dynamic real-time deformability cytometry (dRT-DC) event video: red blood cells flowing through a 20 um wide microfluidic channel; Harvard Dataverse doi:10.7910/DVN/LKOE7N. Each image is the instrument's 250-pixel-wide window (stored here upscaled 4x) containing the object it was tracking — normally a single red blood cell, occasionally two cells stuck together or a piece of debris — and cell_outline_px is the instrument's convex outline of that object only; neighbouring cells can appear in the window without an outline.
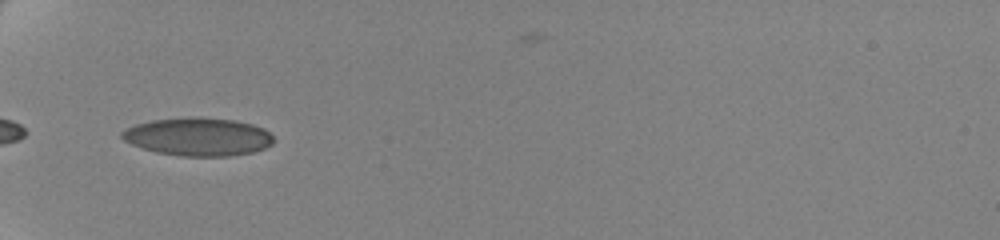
{"species": "human", "species_latin": "Homo sapiens", "temperature_condition": "cold", "stored_images_in_passage": 38, "camera_frame_rate_fps": 3000, "um_per_image_px": 0.085, "donor": {"sex": "female"}, "frame": {"image": 1, "passage_image": 1, "time_ms": 0.0, "image_size_px": [1000, 240], "cell_outline_px": [[272, 144], [264, 148], [252, 152], [228, 156], [184, 156], [156, 152], [132, 144], [124, 140], [120, 136], [120, 132], [136, 124], [152, 120], [196, 116], [236, 120], [252, 124], [264, 128], [272, 136]], "centroid_in_image_um": [16.84, 11.61], "position_along_channel_um": 68.2, "area_um2": 33.58}}
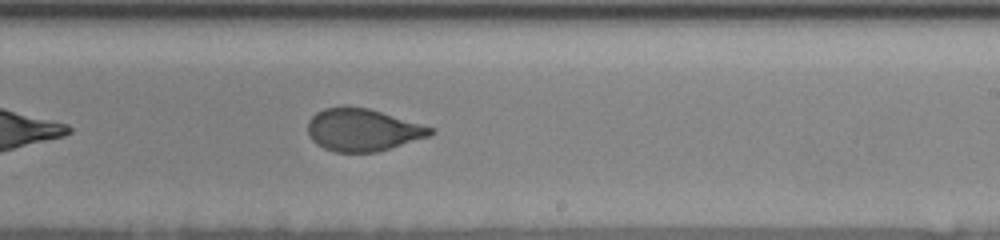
{"frame": {"image": 2, "passage_image": 18, "time_ms": 5.667, "image_size_px": [1000, 240], "cell_outline_px": [[436, 132], [428, 136], [376, 152], [336, 152], [324, 148], [316, 144], [312, 140], [308, 132], [308, 120], [316, 112], [324, 108], [368, 108], [436, 128]], "centroid_in_image_um": [30.83, 11.05], "position_along_channel_um": 258.2, "area_um2": 29.88}}
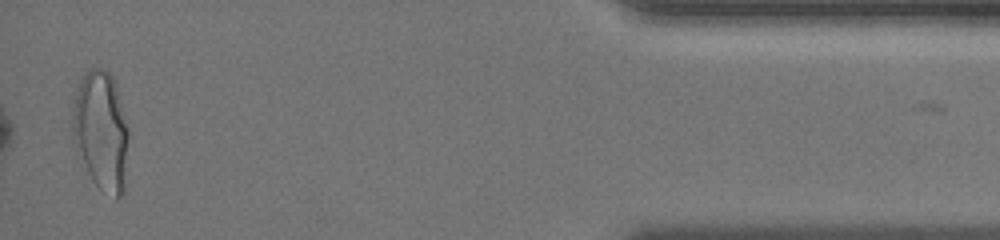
{"frame": {"image": 3, "passage_image": 37, "time_ms": 12.0, "image_size_px": [1000, 240], "cell_outline_px": [[128, 136], [124, 196], [116, 200], [100, 188], [92, 180], [72, 140], [72, 112], [80, 80], [92, 68], [104, 68], [112, 76], [116, 84], [128, 132]], "centroid_in_image_um": [8.6, 11.16], "position_along_channel_um": 426.6, "area_um2": 38.73}, "authors_computed_cell_mechanics": {"area_um2": 31.7033, "velocity_mm_per_s": 3.503, "shape_relaxation_time_tau1_ms": 4.5554, "shape_relaxation_time_tau2_ms": null, "deformation_change_tau1": 0.156, "deformation_change_tau2": null}}